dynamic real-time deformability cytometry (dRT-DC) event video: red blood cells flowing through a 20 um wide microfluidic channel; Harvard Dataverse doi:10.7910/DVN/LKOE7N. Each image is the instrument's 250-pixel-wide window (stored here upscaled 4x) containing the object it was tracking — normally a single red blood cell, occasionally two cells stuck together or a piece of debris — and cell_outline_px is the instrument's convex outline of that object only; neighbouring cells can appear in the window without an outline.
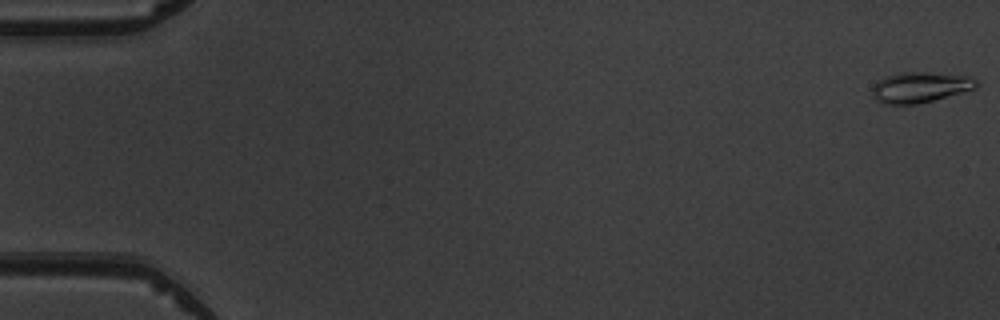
{"species": "common noctule bat (a hibernating species)", "species_latin": "Nyctalus noctula", "temperature_condition": "warm", "stored_images_in_passage": 5, "camera_frame_rate_fps": 3000, "um_per_image_px": 0.085, "animal": {"sex": "male", "body_mass_g": 19.5, "forearm_length_mm": 54.6}, "frame": {"image": 1, "passage_image": 1, "time_ms": 0.0, "image_size_px": [1000, 320], "cell_outline_px": [[976, 88], [932, 100], [916, 104], [880, 104], [872, 96], [872, 88], [880, 80], [888, 76], [900, 72], [928, 72], [968, 76], [976, 80]], "centroid_in_image_um": [78.17, 7.42], "position_along_channel_um": 6.8, "area_um2": 18.26}}
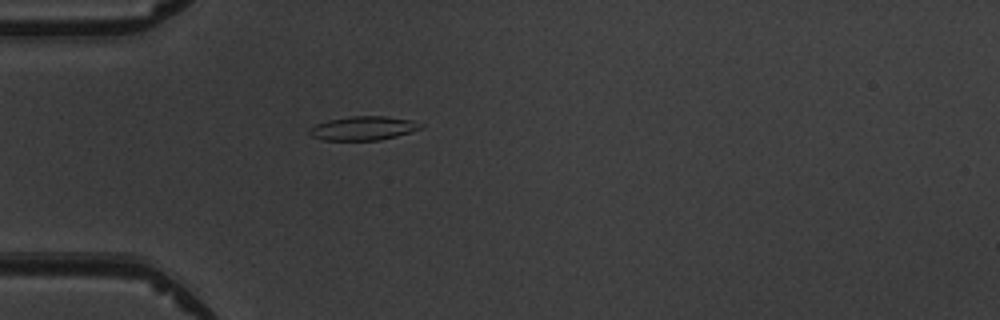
{"frame": {"image": 2, "passage_image": 5, "time_ms": 5.0, "image_size_px": [1000, 320], "cell_outline_px": [[424, 128], [396, 136], [380, 140], [324, 140], [312, 136], [308, 132], [308, 128], [316, 124], [328, 120], [352, 116], [384, 116], [412, 120], [424, 124]], "centroid_in_image_um": [30.89, 10.9], "position_along_channel_um": 54.1, "area_um2": 15.55}}